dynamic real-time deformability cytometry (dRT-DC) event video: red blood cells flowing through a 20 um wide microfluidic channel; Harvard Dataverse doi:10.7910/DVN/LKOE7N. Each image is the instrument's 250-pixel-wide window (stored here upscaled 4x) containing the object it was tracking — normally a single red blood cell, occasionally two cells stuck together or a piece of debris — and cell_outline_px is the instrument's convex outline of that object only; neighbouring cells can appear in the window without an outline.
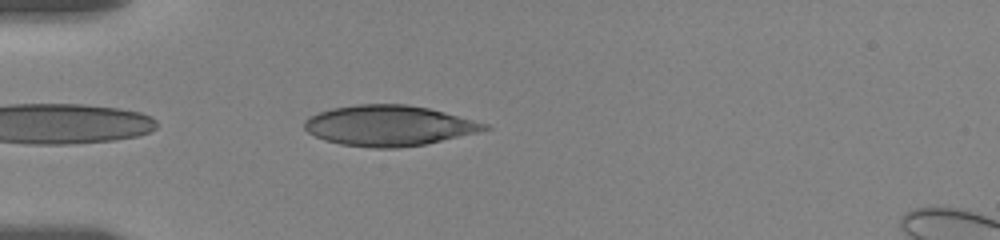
{"species": "human", "species_latin": "Homo sapiens", "temperature_condition": "room temperature", "stored_images_in_passage": 10, "camera_frame_rate_fps": 3000, "um_per_image_px": 0.085, "donor": {"sex": "female"}, "frame": {"image": 1, "passage_image": 4, "time_ms": 0.667, "image_size_px": [1000, 240], "cell_outline_px": [[492, 128], [476, 132], [424, 144], [396, 148], [376, 148], [340, 144], [324, 140], [308, 132], [304, 128], [304, 120], [308, 116], [332, 108], [356, 104], [404, 104], [428, 108], [444, 112], [488, 124]], "centroid_in_image_um": [33.0, 10.67], "position_along_channel_um": 52.0, "area_um2": 42.14}}
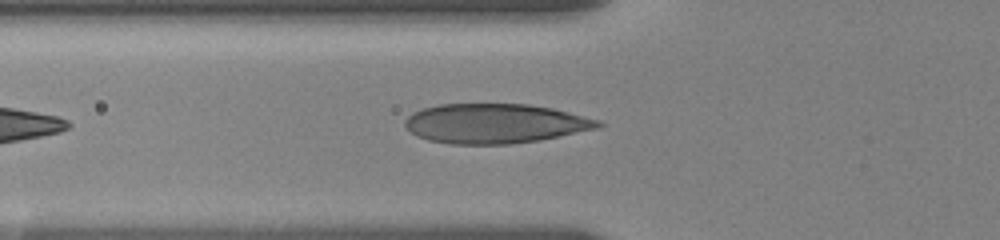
{"frame": {"image": 2, "passage_image": 9, "time_ms": 2.0, "image_size_px": [1000, 240], "cell_outline_px": [[604, 124], [596, 128], [540, 140], [508, 144], [448, 144], [428, 140], [416, 136], [404, 124], [404, 120], [412, 112], [424, 108], [440, 104], [528, 104], [552, 108], [600, 120]], "centroid_in_image_um": [42.04, 10.5], "position_along_channel_um": 83.8, "area_um2": 44.45}}